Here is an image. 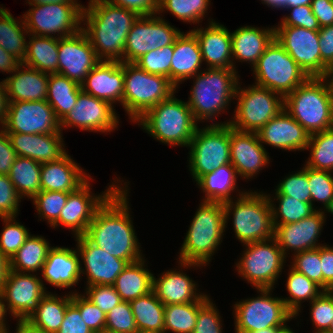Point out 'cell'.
<instances>
[{"label": "cell", "mask_w": 333, "mask_h": 333, "mask_svg": "<svg viewBox=\"0 0 333 333\" xmlns=\"http://www.w3.org/2000/svg\"><path fill=\"white\" fill-rule=\"evenodd\" d=\"M124 186L120 185L96 210L84 236L112 256L133 263L144 256L129 215L125 182Z\"/></svg>", "instance_id": "6da1fadb"}, {"label": "cell", "mask_w": 333, "mask_h": 333, "mask_svg": "<svg viewBox=\"0 0 333 333\" xmlns=\"http://www.w3.org/2000/svg\"><path fill=\"white\" fill-rule=\"evenodd\" d=\"M139 17L134 11L110 4L106 0H90L83 6L81 29L87 35L101 61L124 58L127 35Z\"/></svg>", "instance_id": "7a4b0ae2"}, {"label": "cell", "mask_w": 333, "mask_h": 333, "mask_svg": "<svg viewBox=\"0 0 333 333\" xmlns=\"http://www.w3.org/2000/svg\"><path fill=\"white\" fill-rule=\"evenodd\" d=\"M225 228L223 203L202 200L180 249V267L206 266L221 244Z\"/></svg>", "instance_id": "3957f363"}, {"label": "cell", "mask_w": 333, "mask_h": 333, "mask_svg": "<svg viewBox=\"0 0 333 333\" xmlns=\"http://www.w3.org/2000/svg\"><path fill=\"white\" fill-rule=\"evenodd\" d=\"M288 112L310 135L333 128V93L326 77H309L284 98Z\"/></svg>", "instance_id": "277c9868"}, {"label": "cell", "mask_w": 333, "mask_h": 333, "mask_svg": "<svg viewBox=\"0 0 333 333\" xmlns=\"http://www.w3.org/2000/svg\"><path fill=\"white\" fill-rule=\"evenodd\" d=\"M135 123H139L157 141L171 147H188L199 127L187 102L177 99L174 93L153 106Z\"/></svg>", "instance_id": "5b68a950"}, {"label": "cell", "mask_w": 333, "mask_h": 333, "mask_svg": "<svg viewBox=\"0 0 333 333\" xmlns=\"http://www.w3.org/2000/svg\"><path fill=\"white\" fill-rule=\"evenodd\" d=\"M206 70L191 77L194 83L187 101L195 120L202 122L213 121L214 117L227 109L231 100L235 99L239 82L236 69Z\"/></svg>", "instance_id": "8992f818"}, {"label": "cell", "mask_w": 333, "mask_h": 333, "mask_svg": "<svg viewBox=\"0 0 333 333\" xmlns=\"http://www.w3.org/2000/svg\"><path fill=\"white\" fill-rule=\"evenodd\" d=\"M236 202L223 203L225 225L233 215V229L241 243L249 244L274 237L272 209L267 194L263 192H239Z\"/></svg>", "instance_id": "52a82bcc"}, {"label": "cell", "mask_w": 333, "mask_h": 333, "mask_svg": "<svg viewBox=\"0 0 333 333\" xmlns=\"http://www.w3.org/2000/svg\"><path fill=\"white\" fill-rule=\"evenodd\" d=\"M123 108L132 122L140 119L153 106L176 93L169 78L150 74L134 63L123 62Z\"/></svg>", "instance_id": "ba28073f"}, {"label": "cell", "mask_w": 333, "mask_h": 333, "mask_svg": "<svg viewBox=\"0 0 333 333\" xmlns=\"http://www.w3.org/2000/svg\"><path fill=\"white\" fill-rule=\"evenodd\" d=\"M252 69L255 85L274 91L283 98L309 78L276 39L266 48Z\"/></svg>", "instance_id": "9c48e42d"}, {"label": "cell", "mask_w": 333, "mask_h": 333, "mask_svg": "<svg viewBox=\"0 0 333 333\" xmlns=\"http://www.w3.org/2000/svg\"><path fill=\"white\" fill-rule=\"evenodd\" d=\"M188 147L189 170L197 182L202 176L231 163L230 125L224 121L197 128Z\"/></svg>", "instance_id": "30bf717a"}, {"label": "cell", "mask_w": 333, "mask_h": 333, "mask_svg": "<svg viewBox=\"0 0 333 333\" xmlns=\"http://www.w3.org/2000/svg\"><path fill=\"white\" fill-rule=\"evenodd\" d=\"M238 82L233 120L228 124L239 131L257 133L270 119L284 110V98L274 91L257 85L242 89Z\"/></svg>", "instance_id": "8fae6325"}, {"label": "cell", "mask_w": 333, "mask_h": 333, "mask_svg": "<svg viewBox=\"0 0 333 333\" xmlns=\"http://www.w3.org/2000/svg\"><path fill=\"white\" fill-rule=\"evenodd\" d=\"M243 246L246 249L236 263L238 274L256 289H273L286 262V256L275 238Z\"/></svg>", "instance_id": "7c38bea8"}, {"label": "cell", "mask_w": 333, "mask_h": 333, "mask_svg": "<svg viewBox=\"0 0 333 333\" xmlns=\"http://www.w3.org/2000/svg\"><path fill=\"white\" fill-rule=\"evenodd\" d=\"M260 295L235 303V333H249L269 327H281L295 316L282 298L272 297L270 288L257 289Z\"/></svg>", "instance_id": "4fadbf2b"}, {"label": "cell", "mask_w": 333, "mask_h": 333, "mask_svg": "<svg viewBox=\"0 0 333 333\" xmlns=\"http://www.w3.org/2000/svg\"><path fill=\"white\" fill-rule=\"evenodd\" d=\"M84 5H34L23 15L28 33L35 36L58 38L74 35L81 29ZM60 34V35H59Z\"/></svg>", "instance_id": "5bb4252c"}, {"label": "cell", "mask_w": 333, "mask_h": 333, "mask_svg": "<svg viewBox=\"0 0 333 333\" xmlns=\"http://www.w3.org/2000/svg\"><path fill=\"white\" fill-rule=\"evenodd\" d=\"M181 31L160 16H139L130 29L121 62L134 63L142 55L164 46L174 45Z\"/></svg>", "instance_id": "9a60e30c"}, {"label": "cell", "mask_w": 333, "mask_h": 333, "mask_svg": "<svg viewBox=\"0 0 333 333\" xmlns=\"http://www.w3.org/2000/svg\"><path fill=\"white\" fill-rule=\"evenodd\" d=\"M3 128L7 133L55 134L60 121L46 100L9 102Z\"/></svg>", "instance_id": "2e32d148"}, {"label": "cell", "mask_w": 333, "mask_h": 333, "mask_svg": "<svg viewBox=\"0 0 333 333\" xmlns=\"http://www.w3.org/2000/svg\"><path fill=\"white\" fill-rule=\"evenodd\" d=\"M46 294L42 279L34 273L9 270L2 295L7 311L17 321H26Z\"/></svg>", "instance_id": "e0dca14e"}, {"label": "cell", "mask_w": 333, "mask_h": 333, "mask_svg": "<svg viewBox=\"0 0 333 333\" xmlns=\"http://www.w3.org/2000/svg\"><path fill=\"white\" fill-rule=\"evenodd\" d=\"M90 180L73 192H68L66 205L59 215L58 221L52 226L63 225L73 231L74 237L84 236L93 220L96 210L119 187V184L109 185L101 195L91 194Z\"/></svg>", "instance_id": "ac0fdd59"}, {"label": "cell", "mask_w": 333, "mask_h": 333, "mask_svg": "<svg viewBox=\"0 0 333 333\" xmlns=\"http://www.w3.org/2000/svg\"><path fill=\"white\" fill-rule=\"evenodd\" d=\"M114 106L105 100L98 99L83 90L79 92L76 105L60 121L61 131L65 127H78L91 132H111L119 121Z\"/></svg>", "instance_id": "d6986e66"}, {"label": "cell", "mask_w": 333, "mask_h": 333, "mask_svg": "<svg viewBox=\"0 0 333 333\" xmlns=\"http://www.w3.org/2000/svg\"><path fill=\"white\" fill-rule=\"evenodd\" d=\"M275 39L309 77H321L319 32L303 27L278 26Z\"/></svg>", "instance_id": "ffe728a7"}, {"label": "cell", "mask_w": 333, "mask_h": 333, "mask_svg": "<svg viewBox=\"0 0 333 333\" xmlns=\"http://www.w3.org/2000/svg\"><path fill=\"white\" fill-rule=\"evenodd\" d=\"M85 32L59 38L58 73L82 84L88 73L100 62Z\"/></svg>", "instance_id": "44dd1931"}, {"label": "cell", "mask_w": 333, "mask_h": 333, "mask_svg": "<svg viewBox=\"0 0 333 333\" xmlns=\"http://www.w3.org/2000/svg\"><path fill=\"white\" fill-rule=\"evenodd\" d=\"M76 241L77 251L85 266V269L80 266L81 274L87 275L86 287L113 285L117 276L128 265V262L114 257L102 248L92 244L85 236L76 237Z\"/></svg>", "instance_id": "7402d4cb"}, {"label": "cell", "mask_w": 333, "mask_h": 333, "mask_svg": "<svg viewBox=\"0 0 333 333\" xmlns=\"http://www.w3.org/2000/svg\"><path fill=\"white\" fill-rule=\"evenodd\" d=\"M230 159L237 175L251 179L269 163V155L255 132L239 131L230 126Z\"/></svg>", "instance_id": "603a6c76"}, {"label": "cell", "mask_w": 333, "mask_h": 333, "mask_svg": "<svg viewBox=\"0 0 333 333\" xmlns=\"http://www.w3.org/2000/svg\"><path fill=\"white\" fill-rule=\"evenodd\" d=\"M322 210H316L298 222L274 226V238L285 256L289 250L296 254L323 245L317 243L326 221Z\"/></svg>", "instance_id": "cb8c5ba5"}, {"label": "cell", "mask_w": 333, "mask_h": 333, "mask_svg": "<svg viewBox=\"0 0 333 333\" xmlns=\"http://www.w3.org/2000/svg\"><path fill=\"white\" fill-rule=\"evenodd\" d=\"M206 27H197L191 31L197 37L202 60L206 61L207 68L236 69L232 59L231 32L213 19Z\"/></svg>", "instance_id": "d4e9b609"}, {"label": "cell", "mask_w": 333, "mask_h": 333, "mask_svg": "<svg viewBox=\"0 0 333 333\" xmlns=\"http://www.w3.org/2000/svg\"><path fill=\"white\" fill-rule=\"evenodd\" d=\"M84 92L109 102L112 106L121 102L123 106L124 72L123 62L100 61L81 84ZM117 101V102H116Z\"/></svg>", "instance_id": "484cf974"}, {"label": "cell", "mask_w": 333, "mask_h": 333, "mask_svg": "<svg viewBox=\"0 0 333 333\" xmlns=\"http://www.w3.org/2000/svg\"><path fill=\"white\" fill-rule=\"evenodd\" d=\"M260 142L288 151L306 150L310 134L285 110L257 132Z\"/></svg>", "instance_id": "4316f807"}, {"label": "cell", "mask_w": 333, "mask_h": 333, "mask_svg": "<svg viewBox=\"0 0 333 333\" xmlns=\"http://www.w3.org/2000/svg\"><path fill=\"white\" fill-rule=\"evenodd\" d=\"M17 156L33 159L38 163L56 161L67 152L62 132L55 134L7 133Z\"/></svg>", "instance_id": "83f0119b"}, {"label": "cell", "mask_w": 333, "mask_h": 333, "mask_svg": "<svg viewBox=\"0 0 333 333\" xmlns=\"http://www.w3.org/2000/svg\"><path fill=\"white\" fill-rule=\"evenodd\" d=\"M80 256L77 249L52 247L42 266L41 275L44 280L58 288H72L81 279Z\"/></svg>", "instance_id": "f1b7e54d"}, {"label": "cell", "mask_w": 333, "mask_h": 333, "mask_svg": "<svg viewBox=\"0 0 333 333\" xmlns=\"http://www.w3.org/2000/svg\"><path fill=\"white\" fill-rule=\"evenodd\" d=\"M67 153L41 165V191L73 192L90 177Z\"/></svg>", "instance_id": "f546056e"}, {"label": "cell", "mask_w": 333, "mask_h": 333, "mask_svg": "<svg viewBox=\"0 0 333 333\" xmlns=\"http://www.w3.org/2000/svg\"><path fill=\"white\" fill-rule=\"evenodd\" d=\"M48 78L49 74L21 64L12 76L4 79L8 101L46 100Z\"/></svg>", "instance_id": "4dcf8cb0"}, {"label": "cell", "mask_w": 333, "mask_h": 333, "mask_svg": "<svg viewBox=\"0 0 333 333\" xmlns=\"http://www.w3.org/2000/svg\"><path fill=\"white\" fill-rule=\"evenodd\" d=\"M202 54L196 35L192 31L181 32L174 42L171 61V83L178 88L182 81L194 77L202 70Z\"/></svg>", "instance_id": "1f68e13d"}, {"label": "cell", "mask_w": 333, "mask_h": 333, "mask_svg": "<svg viewBox=\"0 0 333 333\" xmlns=\"http://www.w3.org/2000/svg\"><path fill=\"white\" fill-rule=\"evenodd\" d=\"M196 287V282L180 270H167L159 278L153 275L152 291L165 306L199 300L204 294Z\"/></svg>", "instance_id": "d6a6232c"}, {"label": "cell", "mask_w": 333, "mask_h": 333, "mask_svg": "<svg viewBox=\"0 0 333 333\" xmlns=\"http://www.w3.org/2000/svg\"><path fill=\"white\" fill-rule=\"evenodd\" d=\"M275 39V28L243 26L231 33L232 59L248 62L253 67Z\"/></svg>", "instance_id": "836d02e7"}, {"label": "cell", "mask_w": 333, "mask_h": 333, "mask_svg": "<svg viewBox=\"0 0 333 333\" xmlns=\"http://www.w3.org/2000/svg\"><path fill=\"white\" fill-rule=\"evenodd\" d=\"M144 258L128 263L124 270L117 276L113 287L121 296L122 301L131 302L138 297L152 291L153 274L145 268Z\"/></svg>", "instance_id": "e575fe53"}, {"label": "cell", "mask_w": 333, "mask_h": 333, "mask_svg": "<svg viewBox=\"0 0 333 333\" xmlns=\"http://www.w3.org/2000/svg\"><path fill=\"white\" fill-rule=\"evenodd\" d=\"M72 302V292L61 297L47 294L41 299L37 310L26 320L45 333H56L63 322L67 306Z\"/></svg>", "instance_id": "d590c367"}, {"label": "cell", "mask_w": 333, "mask_h": 333, "mask_svg": "<svg viewBox=\"0 0 333 333\" xmlns=\"http://www.w3.org/2000/svg\"><path fill=\"white\" fill-rule=\"evenodd\" d=\"M28 37L30 40L27 42V53L22 64L46 74L58 73L59 38L32 34H28Z\"/></svg>", "instance_id": "8d00e7d4"}, {"label": "cell", "mask_w": 333, "mask_h": 333, "mask_svg": "<svg viewBox=\"0 0 333 333\" xmlns=\"http://www.w3.org/2000/svg\"><path fill=\"white\" fill-rule=\"evenodd\" d=\"M237 178L236 169L230 163L202 176L196 184L205 192L203 201L224 203L233 199L231 193L238 188Z\"/></svg>", "instance_id": "74e56055"}, {"label": "cell", "mask_w": 333, "mask_h": 333, "mask_svg": "<svg viewBox=\"0 0 333 333\" xmlns=\"http://www.w3.org/2000/svg\"><path fill=\"white\" fill-rule=\"evenodd\" d=\"M81 85L59 73L49 74L46 101L61 121L76 105Z\"/></svg>", "instance_id": "f35d334b"}, {"label": "cell", "mask_w": 333, "mask_h": 333, "mask_svg": "<svg viewBox=\"0 0 333 333\" xmlns=\"http://www.w3.org/2000/svg\"><path fill=\"white\" fill-rule=\"evenodd\" d=\"M129 303L138 331L164 333L165 305L153 291Z\"/></svg>", "instance_id": "ab89813d"}, {"label": "cell", "mask_w": 333, "mask_h": 333, "mask_svg": "<svg viewBox=\"0 0 333 333\" xmlns=\"http://www.w3.org/2000/svg\"><path fill=\"white\" fill-rule=\"evenodd\" d=\"M51 248L44 237L30 235L10 258V270L22 273L41 271Z\"/></svg>", "instance_id": "60d3db41"}, {"label": "cell", "mask_w": 333, "mask_h": 333, "mask_svg": "<svg viewBox=\"0 0 333 333\" xmlns=\"http://www.w3.org/2000/svg\"><path fill=\"white\" fill-rule=\"evenodd\" d=\"M27 34L29 33L24 20L21 18L19 22L13 18L8 9L0 7V46L21 62H23L27 53L25 37Z\"/></svg>", "instance_id": "b9f144b4"}, {"label": "cell", "mask_w": 333, "mask_h": 333, "mask_svg": "<svg viewBox=\"0 0 333 333\" xmlns=\"http://www.w3.org/2000/svg\"><path fill=\"white\" fill-rule=\"evenodd\" d=\"M41 163L17 156L9 173V179L19 195L32 199L41 191ZM24 196V197H23Z\"/></svg>", "instance_id": "7bdbcfd3"}, {"label": "cell", "mask_w": 333, "mask_h": 333, "mask_svg": "<svg viewBox=\"0 0 333 333\" xmlns=\"http://www.w3.org/2000/svg\"><path fill=\"white\" fill-rule=\"evenodd\" d=\"M210 299L203 295L189 303L166 305L164 310V333H192L196 325L198 310Z\"/></svg>", "instance_id": "ee69618b"}, {"label": "cell", "mask_w": 333, "mask_h": 333, "mask_svg": "<svg viewBox=\"0 0 333 333\" xmlns=\"http://www.w3.org/2000/svg\"><path fill=\"white\" fill-rule=\"evenodd\" d=\"M289 270L286 288L290 296L282 299L286 308L296 317L301 311L302 300H310L312 302L324 290L306 275L299 273L292 267Z\"/></svg>", "instance_id": "f6af8a7d"}, {"label": "cell", "mask_w": 333, "mask_h": 333, "mask_svg": "<svg viewBox=\"0 0 333 333\" xmlns=\"http://www.w3.org/2000/svg\"><path fill=\"white\" fill-rule=\"evenodd\" d=\"M267 196L272 209L273 226L298 222L316 211L311 203H304L287 195H275L274 200L269 194ZM275 199L279 203L277 208L273 203Z\"/></svg>", "instance_id": "bcb514c9"}, {"label": "cell", "mask_w": 333, "mask_h": 333, "mask_svg": "<svg viewBox=\"0 0 333 333\" xmlns=\"http://www.w3.org/2000/svg\"><path fill=\"white\" fill-rule=\"evenodd\" d=\"M311 149L306 166L333 172V128L310 135L307 149Z\"/></svg>", "instance_id": "7dc6e473"}, {"label": "cell", "mask_w": 333, "mask_h": 333, "mask_svg": "<svg viewBox=\"0 0 333 333\" xmlns=\"http://www.w3.org/2000/svg\"><path fill=\"white\" fill-rule=\"evenodd\" d=\"M210 0H159L157 14L167 10L183 22L198 23L205 17Z\"/></svg>", "instance_id": "c3c4849f"}, {"label": "cell", "mask_w": 333, "mask_h": 333, "mask_svg": "<svg viewBox=\"0 0 333 333\" xmlns=\"http://www.w3.org/2000/svg\"><path fill=\"white\" fill-rule=\"evenodd\" d=\"M173 53L174 45L164 46L161 49H155L142 55L134 64L150 74L165 76L169 78L171 82V61Z\"/></svg>", "instance_id": "681fc988"}, {"label": "cell", "mask_w": 333, "mask_h": 333, "mask_svg": "<svg viewBox=\"0 0 333 333\" xmlns=\"http://www.w3.org/2000/svg\"><path fill=\"white\" fill-rule=\"evenodd\" d=\"M67 199L68 193L55 191H40L32 198L37 213L45 218L51 227L58 221Z\"/></svg>", "instance_id": "f907efd6"}, {"label": "cell", "mask_w": 333, "mask_h": 333, "mask_svg": "<svg viewBox=\"0 0 333 333\" xmlns=\"http://www.w3.org/2000/svg\"><path fill=\"white\" fill-rule=\"evenodd\" d=\"M16 217H2L4 227L0 235V251L10 260L31 235L29 230L16 222Z\"/></svg>", "instance_id": "816d5d0a"}, {"label": "cell", "mask_w": 333, "mask_h": 333, "mask_svg": "<svg viewBox=\"0 0 333 333\" xmlns=\"http://www.w3.org/2000/svg\"><path fill=\"white\" fill-rule=\"evenodd\" d=\"M275 195H287L304 203H311L308 166L284 178L275 189Z\"/></svg>", "instance_id": "f5cc1de1"}, {"label": "cell", "mask_w": 333, "mask_h": 333, "mask_svg": "<svg viewBox=\"0 0 333 333\" xmlns=\"http://www.w3.org/2000/svg\"><path fill=\"white\" fill-rule=\"evenodd\" d=\"M104 332L137 333L135 318L129 302L122 301L106 314Z\"/></svg>", "instance_id": "db71d44e"}, {"label": "cell", "mask_w": 333, "mask_h": 333, "mask_svg": "<svg viewBox=\"0 0 333 333\" xmlns=\"http://www.w3.org/2000/svg\"><path fill=\"white\" fill-rule=\"evenodd\" d=\"M332 172L317 170L308 167V182L311 194V204L320 201L326 208L333 200V176Z\"/></svg>", "instance_id": "11a10c76"}, {"label": "cell", "mask_w": 333, "mask_h": 333, "mask_svg": "<svg viewBox=\"0 0 333 333\" xmlns=\"http://www.w3.org/2000/svg\"><path fill=\"white\" fill-rule=\"evenodd\" d=\"M294 255L291 267L306 275L323 290V274L321 271L320 246L315 249L299 252Z\"/></svg>", "instance_id": "9f6ffc18"}, {"label": "cell", "mask_w": 333, "mask_h": 333, "mask_svg": "<svg viewBox=\"0 0 333 333\" xmlns=\"http://www.w3.org/2000/svg\"><path fill=\"white\" fill-rule=\"evenodd\" d=\"M81 314L83 321L94 333H103L106 314L85 295L72 292L71 302Z\"/></svg>", "instance_id": "6f0895ef"}, {"label": "cell", "mask_w": 333, "mask_h": 333, "mask_svg": "<svg viewBox=\"0 0 333 333\" xmlns=\"http://www.w3.org/2000/svg\"><path fill=\"white\" fill-rule=\"evenodd\" d=\"M311 304V320L315 325L314 333H325L333 320V292L323 291Z\"/></svg>", "instance_id": "680465c9"}, {"label": "cell", "mask_w": 333, "mask_h": 333, "mask_svg": "<svg viewBox=\"0 0 333 333\" xmlns=\"http://www.w3.org/2000/svg\"><path fill=\"white\" fill-rule=\"evenodd\" d=\"M21 199L9 176L0 174V218L16 217Z\"/></svg>", "instance_id": "91938a15"}, {"label": "cell", "mask_w": 333, "mask_h": 333, "mask_svg": "<svg viewBox=\"0 0 333 333\" xmlns=\"http://www.w3.org/2000/svg\"><path fill=\"white\" fill-rule=\"evenodd\" d=\"M85 296L98 306L105 314L122 302L121 296L113 285H92L86 287Z\"/></svg>", "instance_id": "94428289"}, {"label": "cell", "mask_w": 333, "mask_h": 333, "mask_svg": "<svg viewBox=\"0 0 333 333\" xmlns=\"http://www.w3.org/2000/svg\"><path fill=\"white\" fill-rule=\"evenodd\" d=\"M219 311L209 299L199 310L192 333H222Z\"/></svg>", "instance_id": "6125c7cd"}, {"label": "cell", "mask_w": 333, "mask_h": 333, "mask_svg": "<svg viewBox=\"0 0 333 333\" xmlns=\"http://www.w3.org/2000/svg\"><path fill=\"white\" fill-rule=\"evenodd\" d=\"M290 10L289 16H283L278 26H295L305 29L319 31L320 26L317 18L314 16L311 5H301L284 8Z\"/></svg>", "instance_id": "be15d7a7"}, {"label": "cell", "mask_w": 333, "mask_h": 333, "mask_svg": "<svg viewBox=\"0 0 333 333\" xmlns=\"http://www.w3.org/2000/svg\"><path fill=\"white\" fill-rule=\"evenodd\" d=\"M319 44L321 53V77H326L333 66V25L320 28Z\"/></svg>", "instance_id": "e7e4bbea"}, {"label": "cell", "mask_w": 333, "mask_h": 333, "mask_svg": "<svg viewBox=\"0 0 333 333\" xmlns=\"http://www.w3.org/2000/svg\"><path fill=\"white\" fill-rule=\"evenodd\" d=\"M56 333H94L83 321L80 311L70 303L60 329Z\"/></svg>", "instance_id": "03108f58"}, {"label": "cell", "mask_w": 333, "mask_h": 333, "mask_svg": "<svg viewBox=\"0 0 333 333\" xmlns=\"http://www.w3.org/2000/svg\"><path fill=\"white\" fill-rule=\"evenodd\" d=\"M115 6L134 11L139 16L157 15L159 0H106Z\"/></svg>", "instance_id": "003e7915"}, {"label": "cell", "mask_w": 333, "mask_h": 333, "mask_svg": "<svg viewBox=\"0 0 333 333\" xmlns=\"http://www.w3.org/2000/svg\"><path fill=\"white\" fill-rule=\"evenodd\" d=\"M0 130V174L9 175L17 154L12 147L11 141L5 129Z\"/></svg>", "instance_id": "a7ac6f4b"}, {"label": "cell", "mask_w": 333, "mask_h": 333, "mask_svg": "<svg viewBox=\"0 0 333 333\" xmlns=\"http://www.w3.org/2000/svg\"><path fill=\"white\" fill-rule=\"evenodd\" d=\"M321 271L323 274V290L333 289V247L320 246Z\"/></svg>", "instance_id": "89a4df30"}, {"label": "cell", "mask_w": 333, "mask_h": 333, "mask_svg": "<svg viewBox=\"0 0 333 333\" xmlns=\"http://www.w3.org/2000/svg\"><path fill=\"white\" fill-rule=\"evenodd\" d=\"M310 5L320 28L333 25V0H312Z\"/></svg>", "instance_id": "2644e50d"}, {"label": "cell", "mask_w": 333, "mask_h": 333, "mask_svg": "<svg viewBox=\"0 0 333 333\" xmlns=\"http://www.w3.org/2000/svg\"><path fill=\"white\" fill-rule=\"evenodd\" d=\"M22 62L0 46V71L13 73Z\"/></svg>", "instance_id": "8c879c8a"}, {"label": "cell", "mask_w": 333, "mask_h": 333, "mask_svg": "<svg viewBox=\"0 0 333 333\" xmlns=\"http://www.w3.org/2000/svg\"><path fill=\"white\" fill-rule=\"evenodd\" d=\"M7 89L4 80L0 82V125H4L8 110Z\"/></svg>", "instance_id": "753ad0ef"}, {"label": "cell", "mask_w": 333, "mask_h": 333, "mask_svg": "<svg viewBox=\"0 0 333 333\" xmlns=\"http://www.w3.org/2000/svg\"><path fill=\"white\" fill-rule=\"evenodd\" d=\"M10 270V260L0 251V293L4 289V284Z\"/></svg>", "instance_id": "34e18365"}, {"label": "cell", "mask_w": 333, "mask_h": 333, "mask_svg": "<svg viewBox=\"0 0 333 333\" xmlns=\"http://www.w3.org/2000/svg\"><path fill=\"white\" fill-rule=\"evenodd\" d=\"M15 333H45L38 328H35L27 321H18L16 326ZM9 333V331H7Z\"/></svg>", "instance_id": "11e5206c"}, {"label": "cell", "mask_w": 333, "mask_h": 333, "mask_svg": "<svg viewBox=\"0 0 333 333\" xmlns=\"http://www.w3.org/2000/svg\"><path fill=\"white\" fill-rule=\"evenodd\" d=\"M78 0H28L30 6L41 4H62V5H80Z\"/></svg>", "instance_id": "2a66077c"}, {"label": "cell", "mask_w": 333, "mask_h": 333, "mask_svg": "<svg viewBox=\"0 0 333 333\" xmlns=\"http://www.w3.org/2000/svg\"><path fill=\"white\" fill-rule=\"evenodd\" d=\"M6 315H7V309L5 307L3 295H2V293H0V326L7 332V330H9V328L6 327V323H5Z\"/></svg>", "instance_id": "b9fcfbb0"}, {"label": "cell", "mask_w": 333, "mask_h": 333, "mask_svg": "<svg viewBox=\"0 0 333 333\" xmlns=\"http://www.w3.org/2000/svg\"><path fill=\"white\" fill-rule=\"evenodd\" d=\"M268 7L284 9L288 5V0H261Z\"/></svg>", "instance_id": "09005b40"}, {"label": "cell", "mask_w": 333, "mask_h": 333, "mask_svg": "<svg viewBox=\"0 0 333 333\" xmlns=\"http://www.w3.org/2000/svg\"><path fill=\"white\" fill-rule=\"evenodd\" d=\"M312 0H288V5L285 8L301 5H310Z\"/></svg>", "instance_id": "979ff035"}, {"label": "cell", "mask_w": 333, "mask_h": 333, "mask_svg": "<svg viewBox=\"0 0 333 333\" xmlns=\"http://www.w3.org/2000/svg\"><path fill=\"white\" fill-rule=\"evenodd\" d=\"M279 327H269L266 329H261L255 332H249V333H278Z\"/></svg>", "instance_id": "deb4b68c"}, {"label": "cell", "mask_w": 333, "mask_h": 333, "mask_svg": "<svg viewBox=\"0 0 333 333\" xmlns=\"http://www.w3.org/2000/svg\"><path fill=\"white\" fill-rule=\"evenodd\" d=\"M326 78L330 84V87H331V90H332V93H333V66H331L328 70V73L326 75ZM330 80V81H329Z\"/></svg>", "instance_id": "67dfc351"}, {"label": "cell", "mask_w": 333, "mask_h": 333, "mask_svg": "<svg viewBox=\"0 0 333 333\" xmlns=\"http://www.w3.org/2000/svg\"><path fill=\"white\" fill-rule=\"evenodd\" d=\"M287 323H285L283 326L279 327L278 333H295L293 332L292 329H290V327L286 325Z\"/></svg>", "instance_id": "b62a3aed"}, {"label": "cell", "mask_w": 333, "mask_h": 333, "mask_svg": "<svg viewBox=\"0 0 333 333\" xmlns=\"http://www.w3.org/2000/svg\"><path fill=\"white\" fill-rule=\"evenodd\" d=\"M326 210V212H330L331 214H333V200L329 203V205L324 209V211Z\"/></svg>", "instance_id": "603ad722"}, {"label": "cell", "mask_w": 333, "mask_h": 333, "mask_svg": "<svg viewBox=\"0 0 333 333\" xmlns=\"http://www.w3.org/2000/svg\"><path fill=\"white\" fill-rule=\"evenodd\" d=\"M325 333H333V320L331 322L329 329Z\"/></svg>", "instance_id": "5803f987"}]
</instances>
